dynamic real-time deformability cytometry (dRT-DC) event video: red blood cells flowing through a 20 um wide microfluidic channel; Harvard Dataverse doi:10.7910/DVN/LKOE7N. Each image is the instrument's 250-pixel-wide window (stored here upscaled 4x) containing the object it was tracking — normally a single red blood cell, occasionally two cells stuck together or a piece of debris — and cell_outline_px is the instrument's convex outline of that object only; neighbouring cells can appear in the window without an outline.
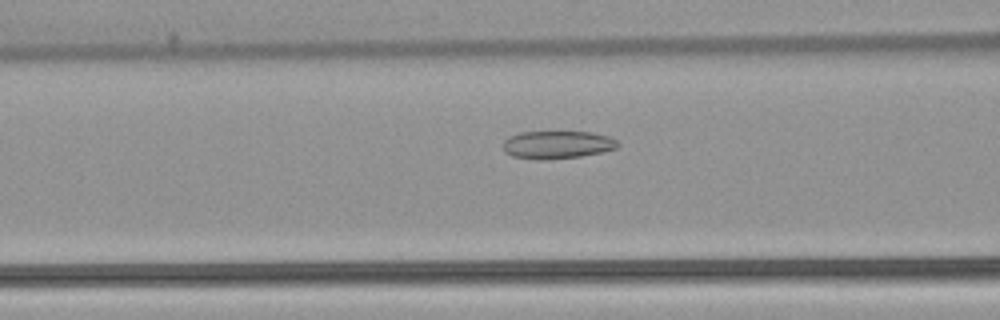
{"species": "common noctule bat (a hibernating species)", "species_latin": "Nyctalus noctula", "temperature_condition": "warm", "stored_images_in_passage": 54, "camera_frame_rate_fps": 3000, "um_per_image_px": 0.085, "animal": {"sex": "female", "body_mass_g": 22.7, "forearm_length_mm": 54.2}, "frame": {"image": 1, "passage_image": 22, "time_ms": 7.0, "image_size_px": [1000, 320], "cell_outline_px": [[620, 144], [616, 148], [604, 152], [580, 156], [544, 160], [540, 160], [512, 156], [504, 152], [504, 140], [508, 136], [520, 132], [592, 132], [608, 136], [616, 140]], "centroid_in_image_um": [47.36, 12.3], "position_along_channel_um": 119.2, "area_um2": 18.67}}
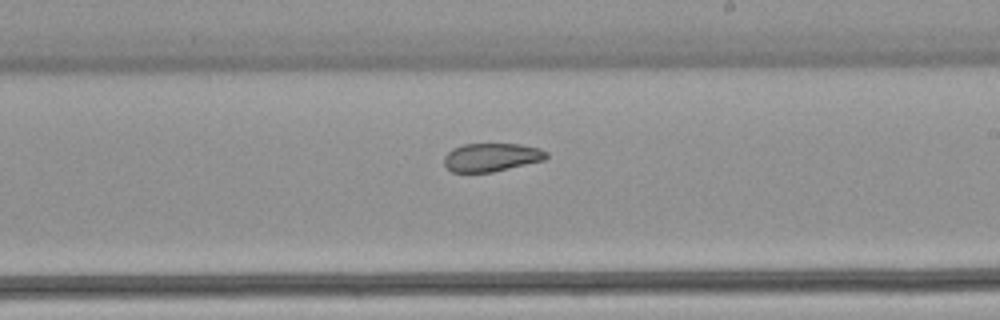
{"frame": {"image": 2, "passage_image": 32, "time_ms": 10.333, "image_size_px": [1000, 320], "cell_outline_px": [[548, 156], [544, 160], [492, 172], [452, 172], [444, 164], [444, 156], [452, 148], [464, 144], [520, 144], [540, 148], [548, 152]], "centroid_in_image_um": [41.78, 13.36], "position_along_channel_um": 247.2, "area_um2": 16.88}}
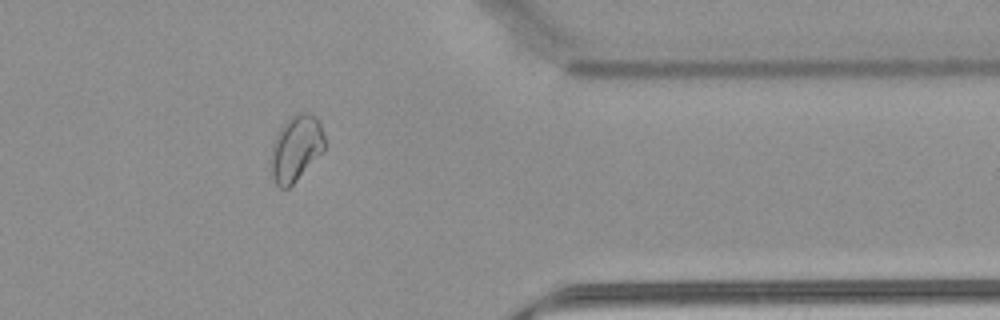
{"frame": {"image": 3, "passage_image": 44, "time_ms": 14.333, "image_size_px": [1000, 320], "cell_outline_px": [[328, 144], [324, 152], [288, 188], [280, 188], [276, 184], [272, 176], [272, 144], [280, 128], [292, 116], [300, 112], [312, 112], [320, 120]], "centroid_in_image_um": [25.24, 12.56], "position_along_channel_um": 386.2, "area_um2": 20.87}, "authors_computed_cell_mechanics": {"area_um2": 21.964, "velocity_mm_per_s": 3.8535, "shape_relaxation_time_tau1_ms": null, "shape_relaxation_time_tau2_ms": 1.8329, "deformation_change_tau1": null, "deformation_change_tau2": 0.0705}}